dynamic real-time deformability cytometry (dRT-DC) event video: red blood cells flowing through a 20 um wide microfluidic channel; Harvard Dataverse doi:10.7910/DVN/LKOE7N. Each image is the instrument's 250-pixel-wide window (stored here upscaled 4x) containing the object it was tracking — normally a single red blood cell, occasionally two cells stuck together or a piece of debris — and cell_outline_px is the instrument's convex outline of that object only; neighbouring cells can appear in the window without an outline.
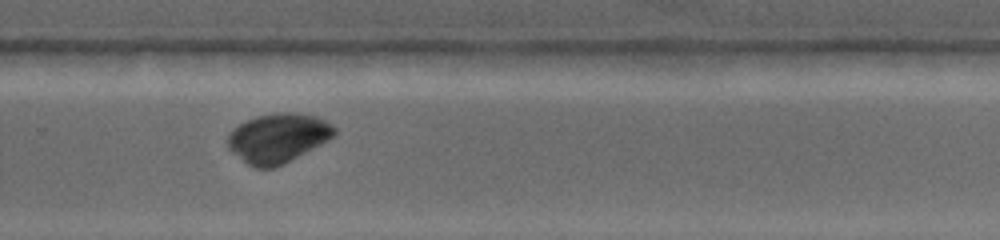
{"species": "common noctule bat (a hibernating species)", "species_latin": "Nyctalus noctula", "temperature_condition": "warm", "stored_images_in_passage": 50, "camera_frame_rate_fps": 4500, "um_per_image_px": 0.085, "animal": {"sex": "female", "body_mass_g": 19.0, "forearm_length_mm": 53.3}, "frame": {"image": 1, "passage_image": 40, "time_ms": 6.444, "image_size_px": [1000, 240], "cell_outline_px": [[336, 132], [328, 140], [284, 164], [272, 168], [256, 168], [248, 164], [228, 148], [228, 132], [232, 128], [256, 116], [276, 112], [292, 112], [316, 116], [332, 124], [336, 128]], "centroid_in_image_um": [23.62, 11.72], "position_along_channel_um": 306.2, "area_um2": 30.52}}
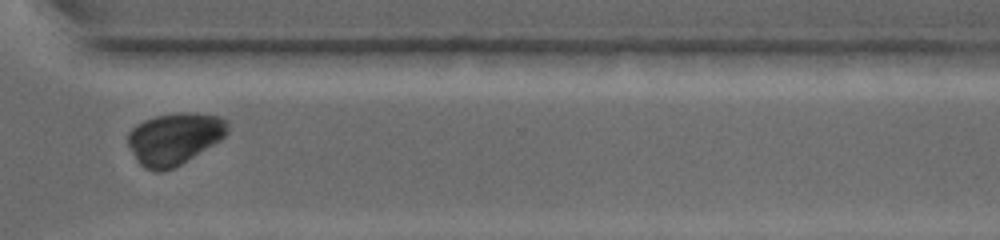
{"frame": {"image": 2, "passage_image": 45, "time_ms": 7.778, "image_size_px": [1000, 240], "cell_outline_px": [[228, 132], [220, 140], [180, 164], [172, 168], [160, 172], [156, 172], [144, 168], [136, 160], [128, 144], [128, 132], [136, 124], [144, 120], [156, 116], [176, 112], [196, 112], [220, 116], [228, 120]], "centroid_in_image_um": [14.82, 11.76], "position_along_channel_um": 355.8, "area_um2": 30.17}}
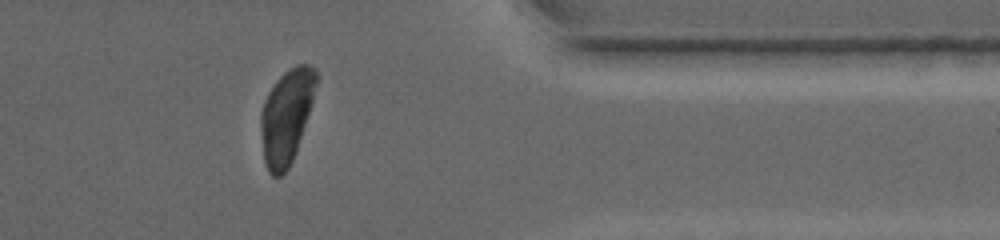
{"frame": {"image": 3, "passage_image": 50, "time_ms": 9.111, "image_size_px": [1000, 240], "cell_outline_px": [[320, 76], [292, 160], [288, 168], [280, 176], [272, 176], [268, 172], [264, 160], [260, 132], [260, 112], [264, 100], [268, 92], [276, 80], [288, 68], [296, 64], [308, 64], [316, 68]], "centroid_in_image_um": [24.33, 9.82], "position_along_channel_um": 387.1, "area_um2": 30.29}}